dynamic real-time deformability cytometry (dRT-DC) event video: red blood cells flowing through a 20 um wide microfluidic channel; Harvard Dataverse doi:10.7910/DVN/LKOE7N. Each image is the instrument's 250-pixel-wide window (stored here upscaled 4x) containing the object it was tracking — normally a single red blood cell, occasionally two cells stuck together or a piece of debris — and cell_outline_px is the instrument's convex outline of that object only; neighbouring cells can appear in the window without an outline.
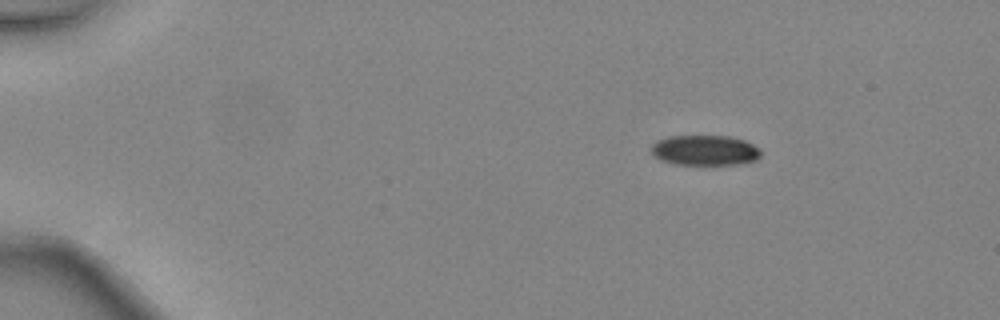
{"species": "common noctule bat (a hibernating species)", "species_latin": "Nyctalus noctula", "temperature_condition": "warm", "stored_images_in_passage": 3, "camera_frame_rate_fps": 3000, "um_per_image_px": 0.085, "animal": {"sex": "female", "body_mass_g": 24.6, "forearm_length_mm": 56.2}, "frame": {"image": 1, "passage_image": 1, "time_ms": 0.0, "image_size_px": [1000, 320], "cell_outline_px": [[760, 156], [756, 160], [740, 164], [676, 164], [660, 160], [652, 156], [652, 144], [656, 140], [668, 136], [728, 136], [744, 140], [760, 148]], "centroid_in_image_um": [59.89, 12.77], "position_along_channel_um": 25.1, "area_um2": 19.36}}